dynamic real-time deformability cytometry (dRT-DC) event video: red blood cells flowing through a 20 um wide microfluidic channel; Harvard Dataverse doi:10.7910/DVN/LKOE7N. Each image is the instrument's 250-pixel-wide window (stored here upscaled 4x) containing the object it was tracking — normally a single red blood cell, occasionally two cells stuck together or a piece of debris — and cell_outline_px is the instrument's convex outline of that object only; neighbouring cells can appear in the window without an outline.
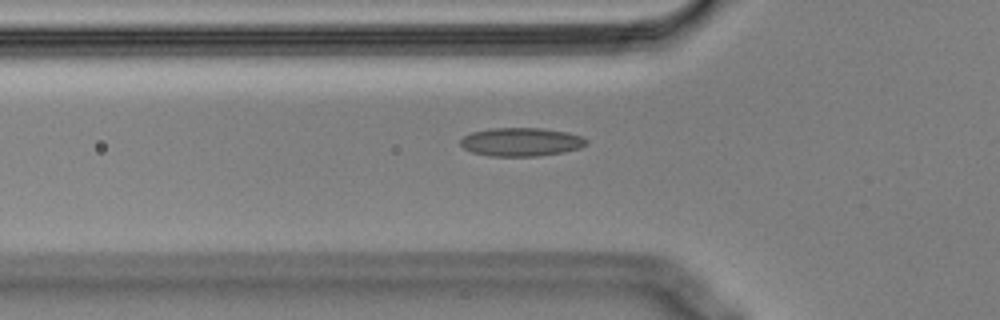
{"species": "Egyptian fruit bat (a non-hibernating species)", "species_latin": "Rousettus aegyptiacus", "temperature_condition": "cold", "stored_images_in_passage": 32, "camera_frame_rate_fps": 3000, "um_per_image_px": 0.085, "animal": {"sex": "male"}, "frame": {"image": 1, "passage_image": 2, "time_ms": 0.333, "image_size_px": [1000, 320], "cell_outline_px": [[588, 144], [580, 148], [564, 152], [536, 156], [492, 156], [472, 152], [464, 148], [460, 144], [460, 140], [464, 136], [472, 132], [492, 128], [544, 128], [568, 132], [580, 136], [588, 140]], "centroid_in_image_um": [44.32, 12.06], "position_along_channel_um": 81.5, "area_um2": 20.92}}
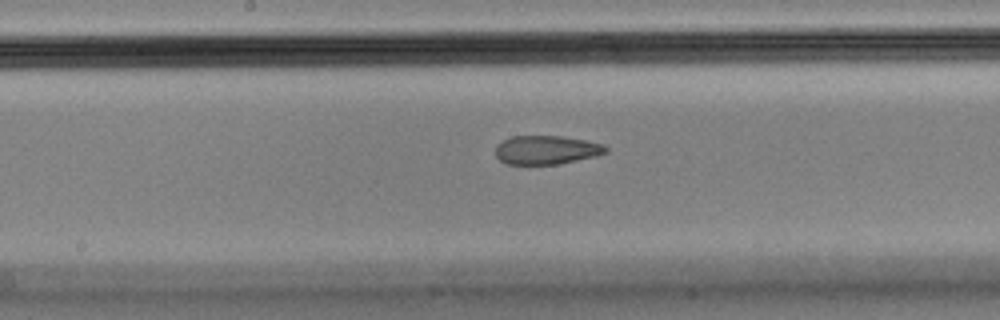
{"frame": {"image": 2, "passage_image": 12, "time_ms": 3.667, "image_size_px": [1000, 320], "cell_outline_px": [[608, 152], [596, 156], [560, 164], [504, 164], [496, 156], [496, 144], [512, 136], [560, 136], [584, 140], [604, 144], [608, 148]], "centroid_in_image_um": [46.45, 12.75], "position_along_channel_um": 201.7, "area_um2": 18.55}}
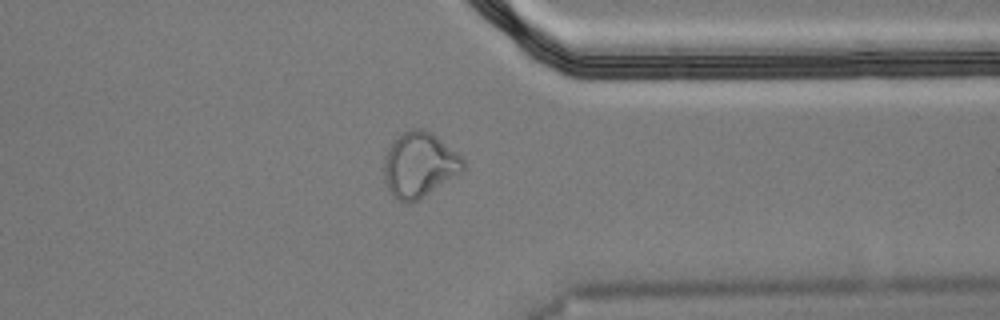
{"frame": {"image": 3, "passage_image": 27, "time_ms": 8.667, "image_size_px": [1000, 320], "cell_outline_px": [[464, 168], [460, 172], [416, 200], [408, 204], [400, 200], [388, 188], [384, 180], [384, 156], [388, 148], [404, 132], [412, 128], [424, 128], [432, 132], [456, 152], [464, 160]], "centroid_in_image_um": [35.63, 13.97], "position_along_channel_um": 375.8, "area_um2": 29.19}}